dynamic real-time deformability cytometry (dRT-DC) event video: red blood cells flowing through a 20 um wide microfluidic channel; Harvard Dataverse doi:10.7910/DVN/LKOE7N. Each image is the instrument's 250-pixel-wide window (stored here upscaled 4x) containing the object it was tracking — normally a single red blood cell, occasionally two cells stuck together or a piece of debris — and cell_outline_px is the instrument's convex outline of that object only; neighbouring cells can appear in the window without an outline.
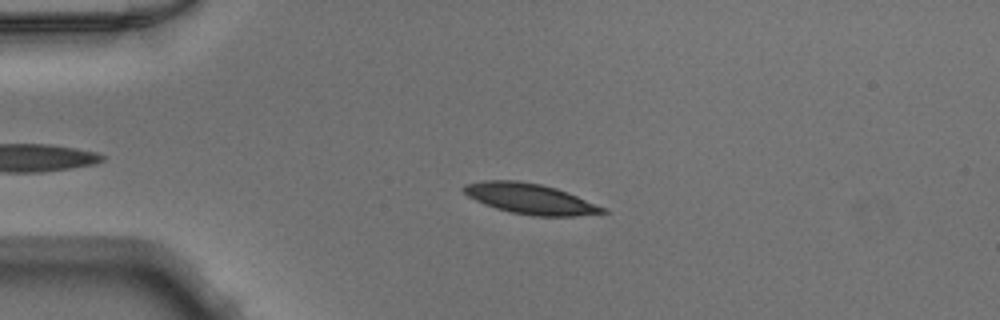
{"species": "Egyptian fruit bat (a non-hibernating species)", "species_latin": "Rousettus aegyptiacus", "temperature_condition": "warm", "stored_images_in_passage": 45, "camera_frame_rate_fps": 3000, "um_per_image_px": 0.085, "animal": {"sex": "male"}, "frame": {"image": 1, "passage_image": 11, "time_ms": 3.333, "image_size_px": [1000, 320], "cell_outline_px": [[608, 212], [576, 216], [532, 216], [512, 212], [496, 208], [484, 204], [468, 196], [460, 188], [464, 184], [484, 180], [516, 180], [540, 184], [556, 188], [568, 192], [608, 208]], "centroid_in_image_um": [45.08, 16.89], "position_along_channel_um": 39.9, "area_um2": 24.8}}
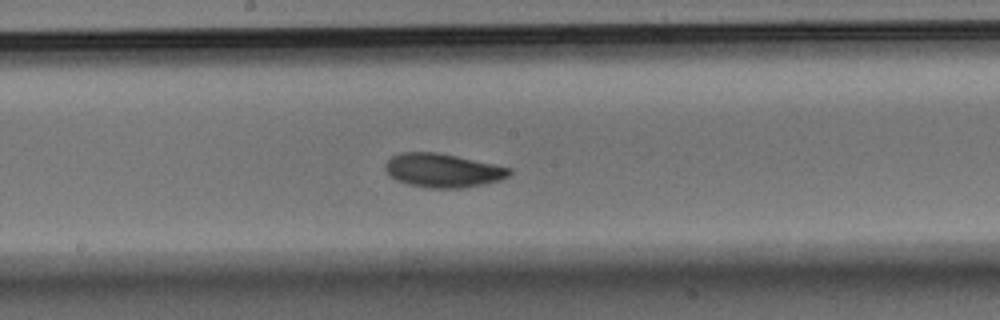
{"frame": {"image": 2, "passage_image": 26, "time_ms": 8.333, "image_size_px": [1000, 320], "cell_outline_px": [[512, 172], [508, 176], [500, 180], [460, 188], [428, 188], [408, 184], [396, 180], [384, 168], [384, 164], [392, 156], [400, 152], [436, 152], [456, 156], [512, 168]], "centroid_in_image_um": [37.62, 14.48], "position_along_channel_um": 210.6, "area_um2": 24.22}}
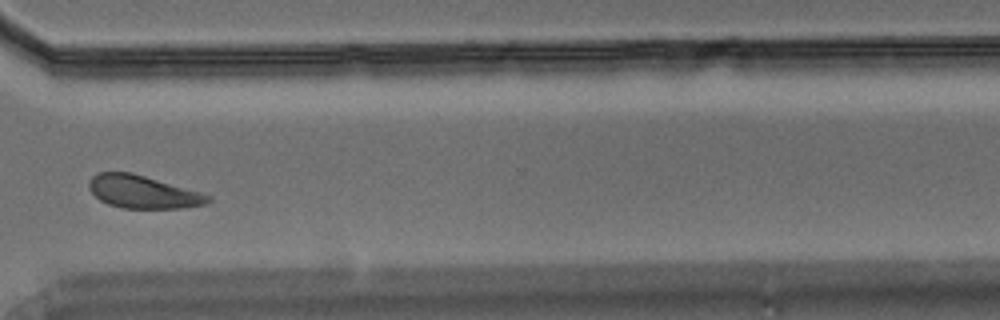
{"frame": {"image": 3, "passage_image": 37, "time_ms": 12.0, "image_size_px": [1000, 320], "cell_outline_px": [[212, 200], [208, 204], [180, 208], [120, 208], [108, 204], [100, 200], [88, 188], [88, 184], [92, 176], [96, 172], [132, 172], [200, 192], [212, 196]], "centroid_in_image_um": [12.14, 16.31], "position_along_channel_um": 358.5, "area_um2": 22.83}}